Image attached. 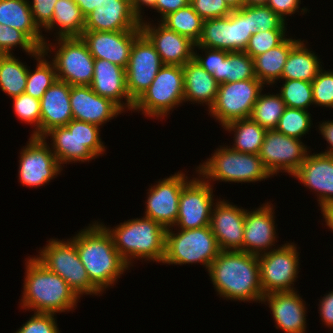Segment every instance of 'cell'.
I'll use <instances>...</instances> for the list:
<instances>
[{
  "instance_id": "1",
  "label": "cell",
  "mask_w": 333,
  "mask_h": 333,
  "mask_svg": "<svg viewBox=\"0 0 333 333\" xmlns=\"http://www.w3.org/2000/svg\"><path fill=\"white\" fill-rule=\"evenodd\" d=\"M217 295L233 301L258 302L264 297L258 256L240 250H221L208 268Z\"/></svg>"
},
{
  "instance_id": "2",
  "label": "cell",
  "mask_w": 333,
  "mask_h": 333,
  "mask_svg": "<svg viewBox=\"0 0 333 333\" xmlns=\"http://www.w3.org/2000/svg\"><path fill=\"white\" fill-rule=\"evenodd\" d=\"M70 239L76 245L91 284L101 294L114 286L126 270H130L115 248L112 236L100 221H94Z\"/></svg>"
},
{
  "instance_id": "3",
  "label": "cell",
  "mask_w": 333,
  "mask_h": 333,
  "mask_svg": "<svg viewBox=\"0 0 333 333\" xmlns=\"http://www.w3.org/2000/svg\"><path fill=\"white\" fill-rule=\"evenodd\" d=\"M25 261L21 309L53 314L74 311L80 298L67 282L35 257L29 256Z\"/></svg>"
},
{
  "instance_id": "4",
  "label": "cell",
  "mask_w": 333,
  "mask_h": 333,
  "mask_svg": "<svg viewBox=\"0 0 333 333\" xmlns=\"http://www.w3.org/2000/svg\"><path fill=\"white\" fill-rule=\"evenodd\" d=\"M100 223L110 233L115 248L130 267L134 259L162 263L167 229L158 222L143 216L125 220L114 228Z\"/></svg>"
},
{
  "instance_id": "5",
  "label": "cell",
  "mask_w": 333,
  "mask_h": 333,
  "mask_svg": "<svg viewBox=\"0 0 333 333\" xmlns=\"http://www.w3.org/2000/svg\"><path fill=\"white\" fill-rule=\"evenodd\" d=\"M211 155L195 169L210 184L213 181L255 183L272 178L258 154L243 153L221 145Z\"/></svg>"
},
{
  "instance_id": "6",
  "label": "cell",
  "mask_w": 333,
  "mask_h": 333,
  "mask_svg": "<svg viewBox=\"0 0 333 333\" xmlns=\"http://www.w3.org/2000/svg\"><path fill=\"white\" fill-rule=\"evenodd\" d=\"M166 231L165 255L162 263L186 265L200 263L208 271L213 260L219 255L220 247L210 226Z\"/></svg>"
},
{
  "instance_id": "7",
  "label": "cell",
  "mask_w": 333,
  "mask_h": 333,
  "mask_svg": "<svg viewBox=\"0 0 333 333\" xmlns=\"http://www.w3.org/2000/svg\"><path fill=\"white\" fill-rule=\"evenodd\" d=\"M183 103V66L163 65L148 89L134 103L132 111L142 112L146 118L165 119L164 117Z\"/></svg>"
},
{
  "instance_id": "8",
  "label": "cell",
  "mask_w": 333,
  "mask_h": 333,
  "mask_svg": "<svg viewBox=\"0 0 333 333\" xmlns=\"http://www.w3.org/2000/svg\"><path fill=\"white\" fill-rule=\"evenodd\" d=\"M54 44L45 41L42 51L50 58L52 51L57 80L71 86H90L94 74V57L81 37L56 38ZM57 45V46H56ZM49 53V55H48Z\"/></svg>"
},
{
  "instance_id": "9",
  "label": "cell",
  "mask_w": 333,
  "mask_h": 333,
  "mask_svg": "<svg viewBox=\"0 0 333 333\" xmlns=\"http://www.w3.org/2000/svg\"><path fill=\"white\" fill-rule=\"evenodd\" d=\"M34 256L48 270L62 277L75 294L99 295L100 292L91 284L87 271L80 261L76 245L71 239L50 238Z\"/></svg>"
},
{
  "instance_id": "10",
  "label": "cell",
  "mask_w": 333,
  "mask_h": 333,
  "mask_svg": "<svg viewBox=\"0 0 333 333\" xmlns=\"http://www.w3.org/2000/svg\"><path fill=\"white\" fill-rule=\"evenodd\" d=\"M297 244L287 242L279 248L258 256L260 283L264 296L274 292L296 291L299 273Z\"/></svg>"
},
{
  "instance_id": "11",
  "label": "cell",
  "mask_w": 333,
  "mask_h": 333,
  "mask_svg": "<svg viewBox=\"0 0 333 333\" xmlns=\"http://www.w3.org/2000/svg\"><path fill=\"white\" fill-rule=\"evenodd\" d=\"M264 88L265 85L258 79L219 84L217 97L209 110L210 117L222 127L235 120L250 118Z\"/></svg>"
},
{
  "instance_id": "12",
  "label": "cell",
  "mask_w": 333,
  "mask_h": 333,
  "mask_svg": "<svg viewBox=\"0 0 333 333\" xmlns=\"http://www.w3.org/2000/svg\"><path fill=\"white\" fill-rule=\"evenodd\" d=\"M19 156L18 180L23 186L39 188L61 173L60 166L47 139L30 136Z\"/></svg>"
},
{
  "instance_id": "13",
  "label": "cell",
  "mask_w": 333,
  "mask_h": 333,
  "mask_svg": "<svg viewBox=\"0 0 333 333\" xmlns=\"http://www.w3.org/2000/svg\"><path fill=\"white\" fill-rule=\"evenodd\" d=\"M309 148L302 140L272 129L267 130L258 155L272 177L279 172L292 176L305 161Z\"/></svg>"
},
{
  "instance_id": "14",
  "label": "cell",
  "mask_w": 333,
  "mask_h": 333,
  "mask_svg": "<svg viewBox=\"0 0 333 333\" xmlns=\"http://www.w3.org/2000/svg\"><path fill=\"white\" fill-rule=\"evenodd\" d=\"M192 177L182 188L179 200V213L175 230H188L210 226L214 200L213 185L199 174ZM178 227V228H177Z\"/></svg>"
},
{
  "instance_id": "15",
  "label": "cell",
  "mask_w": 333,
  "mask_h": 333,
  "mask_svg": "<svg viewBox=\"0 0 333 333\" xmlns=\"http://www.w3.org/2000/svg\"><path fill=\"white\" fill-rule=\"evenodd\" d=\"M164 64L150 40L141 33L133 42L125 69L128 95L135 103Z\"/></svg>"
},
{
  "instance_id": "16",
  "label": "cell",
  "mask_w": 333,
  "mask_h": 333,
  "mask_svg": "<svg viewBox=\"0 0 333 333\" xmlns=\"http://www.w3.org/2000/svg\"><path fill=\"white\" fill-rule=\"evenodd\" d=\"M182 170L159 179L147 190L144 216L158 222L166 229L174 228L179 213L180 193L190 180Z\"/></svg>"
},
{
  "instance_id": "17",
  "label": "cell",
  "mask_w": 333,
  "mask_h": 333,
  "mask_svg": "<svg viewBox=\"0 0 333 333\" xmlns=\"http://www.w3.org/2000/svg\"><path fill=\"white\" fill-rule=\"evenodd\" d=\"M274 211L273 204L268 201L251 211L246 209L243 236L244 252L259 256L279 248V246L274 247L278 238Z\"/></svg>"
},
{
  "instance_id": "18",
  "label": "cell",
  "mask_w": 333,
  "mask_h": 333,
  "mask_svg": "<svg viewBox=\"0 0 333 333\" xmlns=\"http://www.w3.org/2000/svg\"><path fill=\"white\" fill-rule=\"evenodd\" d=\"M141 33V30H84L80 37L94 59H105L126 69L133 42Z\"/></svg>"
},
{
  "instance_id": "19",
  "label": "cell",
  "mask_w": 333,
  "mask_h": 333,
  "mask_svg": "<svg viewBox=\"0 0 333 333\" xmlns=\"http://www.w3.org/2000/svg\"><path fill=\"white\" fill-rule=\"evenodd\" d=\"M141 20V31L154 45L164 65L184 66L193 59L195 43L185 36L168 29L160 21Z\"/></svg>"
},
{
  "instance_id": "20",
  "label": "cell",
  "mask_w": 333,
  "mask_h": 333,
  "mask_svg": "<svg viewBox=\"0 0 333 333\" xmlns=\"http://www.w3.org/2000/svg\"><path fill=\"white\" fill-rule=\"evenodd\" d=\"M245 214L246 209L220 197L214 204L210 228L220 250L243 251Z\"/></svg>"
},
{
  "instance_id": "21",
  "label": "cell",
  "mask_w": 333,
  "mask_h": 333,
  "mask_svg": "<svg viewBox=\"0 0 333 333\" xmlns=\"http://www.w3.org/2000/svg\"><path fill=\"white\" fill-rule=\"evenodd\" d=\"M70 105L73 119L99 127L125 113L111 99L99 96L90 86H71Z\"/></svg>"
},
{
  "instance_id": "22",
  "label": "cell",
  "mask_w": 333,
  "mask_h": 333,
  "mask_svg": "<svg viewBox=\"0 0 333 333\" xmlns=\"http://www.w3.org/2000/svg\"><path fill=\"white\" fill-rule=\"evenodd\" d=\"M304 187L317 194L320 209L333 203V156L323 153H311L292 175Z\"/></svg>"
},
{
  "instance_id": "23",
  "label": "cell",
  "mask_w": 333,
  "mask_h": 333,
  "mask_svg": "<svg viewBox=\"0 0 333 333\" xmlns=\"http://www.w3.org/2000/svg\"><path fill=\"white\" fill-rule=\"evenodd\" d=\"M262 303L272 311L276 329L284 333H306V302L298 291L274 292L263 297Z\"/></svg>"
},
{
  "instance_id": "24",
  "label": "cell",
  "mask_w": 333,
  "mask_h": 333,
  "mask_svg": "<svg viewBox=\"0 0 333 333\" xmlns=\"http://www.w3.org/2000/svg\"><path fill=\"white\" fill-rule=\"evenodd\" d=\"M141 21L132 10L131 0H106L85 17V29L92 31L141 30Z\"/></svg>"
},
{
  "instance_id": "25",
  "label": "cell",
  "mask_w": 333,
  "mask_h": 333,
  "mask_svg": "<svg viewBox=\"0 0 333 333\" xmlns=\"http://www.w3.org/2000/svg\"><path fill=\"white\" fill-rule=\"evenodd\" d=\"M90 87L99 96L111 99L124 112L132 113L134 102L128 95L125 68L105 59H95Z\"/></svg>"
},
{
  "instance_id": "26",
  "label": "cell",
  "mask_w": 333,
  "mask_h": 333,
  "mask_svg": "<svg viewBox=\"0 0 333 333\" xmlns=\"http://www.w3.org/2000/svg\"><path fill=\"white\" fill-rule=\"evenodd\" d=\"M50 137L51 150L63 168L64 164L86 162L97 158L78 138L77 120L72 119L66 126H58L50 129L43 136ZM63 165V166H62Z\"/></svg>"
},
{
  "instance_id": "27",
  "label": "cell",
  "mask_w": 333,
  "mask_h": 333,
  "mask_svg": "<svg viewBox=\"0 0 333 333\" xmlns=\"http://www.w3.org/2000/svg\"><path fill=\"white\" fill-rule=\"evenodd\" d=\"M71 85L56 80L40 99L41 137L50 129L66 126L73 119L70 105Z\"/></svg>"
},
{
  "instance_id": "28",
  "label": "cell",
  "mask_w": 333,
  "mask_h": 333,
  "mask_svg": "<svg viewBox=\"0 0 333 333\" xmlns=\"http://www.w3.org/2000/svg\"><path fill=\"white\" fill-rule=\"evenodd\" d=\"M183 72L184 102L205 104L209 111L217 97L219 83L193 59L183 66Z\"/></svg>"
},
{
  "instance_id": "29",
  "label": "cell",
  "mask_w": 333,
  "mask_h": 333,
  "mask_svg": "<svg viewBox=\"0 0 333 333\" xmlns=\"http://www.w3.org/2000/svg\"><path fill=\"white\" fill-rule=\"evenodd\" d=\"M0 24L24 32L43 49L47 37H44L45 34L33 20L29 0H0Z\"/></svg>"
},
{
  "instance_id": "30",
  "label": "cell",
  "mask_w": 333,
  "mask_h": 333,
  "mask_svg": "<svg viewBox=\"0 0 333 333\" xmlns=\"http://www.w3.org/2000/svg\"><path fill=\"white\" fill-rule=\"evenodd\" d=\"M301 39H292L287 37L280 45L271 48L265 53L259 54L254 57V72L258 80L264 85H274L279 81L281 82V75L283 67L291 49Z\"/></svg>"
},
{
  "instance_id": "31",
  "label": "cell",
  "mask_w": 333,
  "mask_h": 333,
  "mask_svg": "<svg viewBox=\"0 0 333 333\" xmlns=\"http://www.w3.org/2000/svg\"><path fill=\"white\" fill-rule=\"evenodd\" d=\"M195 46L236 52L235 10L226 17L205 20Z\"/></svg>"
},
{
  "instance_id": "32",
  "label": "cell",
  "mask_w": 333,
  "mask_h": 333,
  "mask_svg": "<svg viewBox=\"0 0 333 333\" xmlns=\"http://www.w3.org/2000/svg\"><path fill=\"white\" fill-rule=\"evenodd\" d=\"M304 42L300 40L290 51L287 61L283 67L281 79L303 80L312 82L319 71L323 68L321 59L308 49Z\"/></svg>"
},
{
  "instance_id": "33",
  "label": "cell",
  "mask_w": 333,
  "mask_h": 333,
  "mask_svg": "<svg viewBox=\"0 0 333 333\" xmlns=\"http://www.w3.org/2000/svg\"><path fill=\"white\" fill-rule=\"evenodd\" d=\"M54 29L56 38L80 37L84 32L85 17L73 0H57L55 3L53 18L42 31L50 33Z\"/></svg>"
},
{
  "instance_id": "34",
  "label": "cell",
  "mask_w": 333,
  "mask_h": 333,
  "mask_svg": "<svg viewBox=\"0 0 333 333\" xmlns=\"http://www.w3.org/2000/svg\"><path fill=\"white\" fill-rule=\"evenodd\" d=\"M257 79L254 59L245 51L228 52L219 49L218 83Z\"/></svg>"
},
{
  "instance_id": "35",
  "label": "cell",
  "mask_w": 333,
  "mask_h": 333,
  "mask_svg": "<svg viewBox=\"0 0 333 333\" xmlns=\"http://www.w3.org/2000/svg\"><path fill=\"white\" fill-rule=\"evenodd\" d=\"M225 131L234 133L233 150L248 153L259 154L261 145L264 141L267 129L261 127L251 118L235 120L223 127Z\"/></svg>"
},
{
  "instance_id": "36",
  "label": "cell",
  "mask_w": 333,
  "mask_h": 333,
  "mask_svg": "<svg viewBox=\"0 0 333 333\" xmlns=\"http://www.w3.org/2000/svg\"><path fill=\"white\" fill-rule=\"evenodd\" d=\"M28 67L13 54L0 55V88L13 98L25 93Z\"/></svg>"
},
{
  "instance_id": "37",
  "label": "cell",
  "mask_w": 333,
  "mask_h": 333,
  "mask_svg": "<svg viewBox=\"0 0 333 333\" xmlns=\"http://www.w3.org/2000/svg\"><path fill=\"white\" fill-rule=\"evenodd\" d=\"M168 29L187 37L195 44L201 37L204 20L193 9L191 4L168 14L160 21Z\"/></svg>"
},
{
  "instance_id": "38",
  "label": "cell",
  "mask_w": 333,
  "mask_h": 333,
  "mask_svg": "<svg viewBox=\"0 0 333 333\" xmlns=\"http://www.w3.org/2000/svg\"><path fill=\"white\" fill-rule=\"evenodd\" d=\"M286 109V104L278 94L260 93L255 102L250 118L261 127L275 129L280 117Z\"/></svg>"
},
{
  "instance_id": "39",
  "label": "cell",
  "mask_w": 333,
  "mask_h": 333,
  "mask_svg": "<svg viewBox=\"0 0 333 333\" xmlns=\"http://www.w3.org/2000/svg\"><path fill=\"white\" fill-rule=\"evenodd\" d=\"M42 52L35 60V70H28L25 93L41 99L46 90L57 80L54 63Z\"/></svg>"
},
{
  "instance_id": "40",
  "label": "cell",
  "mask_w": 333,
  "mask_h": 333,
  "mask_svg": "<svg viewBox=\"0 0 333 333\" xmlns=\"http://www.w3.org/2000/svg\"><path fill=\"white\" fill-rule=\"evenodd\" d=\"M311 116V113L307 110L286 107L275 130L286 136L301 140L311 130L310 128L313 125Z\"/></svg>"
},
{
  "instance_id": "41",
  "label": "cell",
  "mask_w": 333,
  "mask_h": 333,
  "mask_svg": "<svg viewBox=\"0 0 333 333\" xmlns=\"http://www.w3.org/2000/svg\"><path fill=\"white\" fill-rule=\"evenodd\" d=\"M279 95L285 102L286 107L304 109L308 111L309 106L314 105L311 82L303 80L281 79Z\"/></svg>"
},
{
  "instance_id": "42",
  "label": "cell",
  "mask_w": 333,
  "mask_h": 333,
  "mask_svg": "<svg viewBox=\"0 0 333 333\" xmlns=\"http://www.w3.org/2000/svg\"><path fill=\"white\" fill-rule=\"evenodd\" d=\"M14 47H19L34 59L43 52L24 32L0 24V55L14 54Z\"/></svg>"
},
{
  "instance_id": "43",
  "label": "cell",
  "mask_w": 333,
  "mask_h": 333,
  "mask_svg": "<svg viewBox=\"0 0 333 333\" xmlns=\"http://www.w3.org/2000/svg\"><path fill=\"white\" fill-rule=\"evenodd\" d=\"M11 99L13 101L14 114H16L18 119L34 127L31 136L41 137L40 99L26 93Z\"/></svg>"
},
{
  "instance_id": "44",
  "label": "cell",
  "mask_w": 333,
  "mask_h": 333,
  "mask_svg": "<svg viewBox=\"0 0 333 333\" xmlns=\"http://www.w3.org/2000/svg\"><path fill=\"white\" fill-rule=\"evenodd\" d=\"M251 34L257 31L287 30L285 20L267 5L250 6Z\"/></svg>"
},
{
  "instance_id": "45",
  "label": "cell",
  "mask_w": 333,
  "mask_h": 333,
  "mask_svg": "<svg viewBox=\"0 0 333 333\" xmlns=\"http://www.w3.org/2000/svg\"><path fill=\"white\" fill-rule=\"evenodd\" d=\"M287 30L257 31L248 41L245 52L252 58L280 45L287 37Z\"/></svg>"
},
{
  "instance_id": "46",
  "label": "cell",
  "mask_w": 333,
  "mask_h": 333,
  "mask_svg": "<svg viewBox=\"0 0 333 333\" xmlns=\"http://www.w3.org/2000/svg\"><path fill=\"white\" fill-rule=\"evenodd\" d=\"M322 68L311 82L313 102L316 106L333 108V71Z\"/></svg>"
},
{
  "instance_id": "47",
  "label": "cell",
  "mask_w": 333,
  "mask_h": 333,
  "mask_svg": "<svg viewBox=\"0 0 333 333\" xmlns=\"http://www.w3.org/2000/svg\"><path fill=\"white\" fill-rule=\"evenodd\" d=\"M100 127L77 120V138L96 156L104 155L106 146L100 137Z\"/></svg>"
},
{
  "instance_id": "48",
  "label": "cell",
  "mask_w": 333,
  "mask_h": 333,
  "mask_svg": "<svg viewBox=\"0 0 333 333\" xmlns=\"http://www.w3.org/2000/svg\"><path fill=\"white\" fill-rule=\"evenodd\" d=\"M56 314L34 313L15 333H60Z\"/></svg>"
},
{
  "instance_id": "49",
  "label": "cell",
  "mask_w": 333,
  "mask_h": 333,
  "mask_svg": "<svg viewBox=\"0 0 333 333\" xmlns=\"http://www.w3.org/2000/svg\"><path fill=\"white\" fill-rule=\"evenodd\" d=\"M190 4L204 21L226 17L232 12L224 0H190Z\"/></svg>"
},
{
  "instance_id": "50",
  "label": "cell",
  "mask_w": 333,
  "mask_h": 333,
  "mask_svg": "<svg viewBox=\"0 0 333 333\" xmlns=\"http://www.w3.org/2000/svg\"><path fill=\"white\" fill-rule=\"evenodd\" d=\"M236 52L245 51L251 34L250 6L235 10Z\"/></svg>"
},
{
  "instance_id": "51",
  "label": "cell",
  "mask_w": 333,
  "mask_h": 333,
  "mask_svg": "<svg viewBox=\"0 0 333 333\" xmlns=\"http://www.w3.org/2000/svg\"><path fill=\"white\" fill-rule=\"evenodd\" d=\"M57 0H31L29 5L35 24L42 31L52 20Z\"/></svg>"
},
{
  "instance_id": "52",
  "label": "cell",
  "mask_w": 333,
  "mask_h": 333,
  "mask_svg": "<svg viewBox=\"0 0 333 333\" xmlns=\"http://www.w3.org/2000/svg\"><path fill=\"white\" fill-rule=\"evenodd\" d=\"M196 48L202 50V55L197 53ZM193 60L210 73L218 82L219 49L195 46Z\"/></svg>"
},
{
  "instance_id": "53",
  "label": "cell",
  "mask_w": 333,
  "mask_h": 333,
  "mask_svg": "<svg viewBox=\"0 0 333 333\" xmlns=\"http://www.w3.org/2000/svg\"><path fill=\"white\" fill-rule=\"evenodd\" d=\"M301 0H269L267 3V6L270 7L276 14H278L283 20L286 19L287 16H291L292 14H295L296 12L299 13V10L301 11L300 15L304 13L306 14L308 10L307 8L303 7L300 8Z\"/></svg>"
},
{
  "instance_id": "54",
  "label": "cell",
  "mask_w": 333,
  "mask_h": 333,
  "mask_svg": "<svg viewBox=\"0 0 333 333\" xmlns=\"http://www.w3.org/2000/svg\"><path fill=\"white\" fill-rule=\"evenodd\" d=\"M319 301L318 313L322 323H324L325 327L333 328V291L326 293Z\"/></svg>"
},
{
  "instance_id": "55",
  "label": "cell",
  "mask_w": 333,
  "mask_h": 333,
  "mask_svg": "<svg viewBox=\"0 0 333 333\" xmlns=\"http://www.w3.org/2000/svg\"><path fill=\"white\" fill-rule=\"evenodd\" d=\"M190 4V0H156L154 12L160 14L159 20L161 21L168 14L177 11L178 9Z\"/></svg>"
},
{
  "instance_id": "56",
  "label": "cell",
  "mask_w": 333,
  "mask_h": 333,
  "mask_svg": "<svg viewBox=\"0 0 333 333\" xmlns=\"http://www.w3.org/2000/svg\"><path fill=\"white\" fill-rule=\"evenodd\" d=\"M318 131L329 144L327 150L325 152H321L323 154L333 156V120L332 121H323L322 123L318 122Z\"/></svg>"
},
{
  "instance_id": "57",
  "label": "cell",
  "mask_w": 333,
  "mask_h": 333,
  "mask_svg": "<svg viewBox=\"0 0 333 333\" xmlns=\"http://www.w3.org/2000/svg\"><path fill=\"white\" fill-rule=\"evenodd\" d=\"M80 8L84 17L101 7L106 0H73Z\"/></svg>"
},
{
  "instance_id": "58",
  "label": "cell",
  "mask_w": 333,
  "mask_h": 333,
  "mask_svg": "<svg viewBox=\"0 0 333 333\" xmlns=\"http://www.w3.org/2000/svg\"><path fill=\"white\" fill-rule=\"evenodd\" d=\"M155 2L156 0H131L132 10L141 21L143 19L142 14L145 13L142 11V9H144V7L153 9L155 6Z\"/></svg>"
},
{
  "instance_id": "59",
  "label": "cell",
  "mask_w": 333,
  "mask_h": 333,
  "mask_svg": "<svg viewBox=\"0 0 333 333\" xmlns=\"http://www.w3.org/2000/svg\"><path fill=\"white\" fill-rule=\"evenodd\" d=\"M231 10H237L244 6L245 0H224Z\"/></svg>"
},
{
  "instance_id": "60",
  "label": "cell",
  "mask_w": 333,
  "mask_h": 333,
  "mask_svg": "<svg viewBox=\"0 0 333 333\" xmlns=\"http://www.w3.org/2000/svg\"><path fill=\"white\" fill-rule=\"evenodd\" d=\"M269 0H245L244 6L267 5Z\"/></svg>"
}]
</instances>
